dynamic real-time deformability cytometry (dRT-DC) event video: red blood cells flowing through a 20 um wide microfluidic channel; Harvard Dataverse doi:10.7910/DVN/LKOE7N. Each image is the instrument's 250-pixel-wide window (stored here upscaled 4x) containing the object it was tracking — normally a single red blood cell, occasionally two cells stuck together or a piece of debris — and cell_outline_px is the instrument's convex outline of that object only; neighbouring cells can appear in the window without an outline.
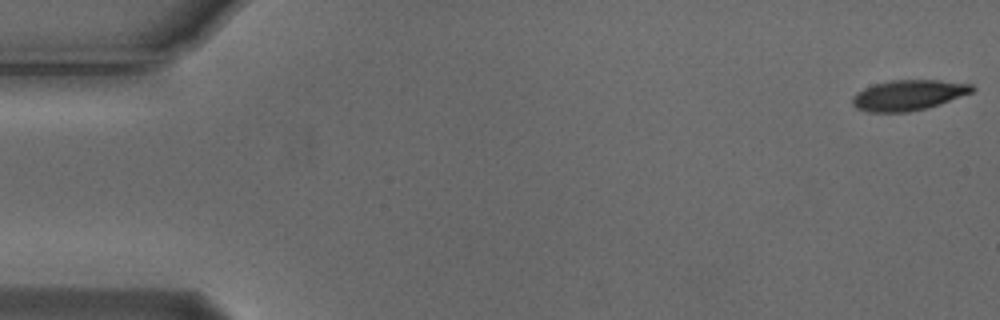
{"species": "Egyptian fruit bat (a non-hibernating species)", "species_latin": "Rousettus aegyptiacus", "temperature_condition": "cold", "stored_images_in_passage": 6, "camera_frame_rate_fps": 3000, "um_per_image_px": 0.085, "animal": {"sex": "male"}, "frame": {"image": 1, "passage_image": 1, "time_ms": 0.0, "image_size_px": [1000, 320], "cell_outline_px": [[976, 88], [972, 92], [940, 104], [928, 108], [908, 112], [868, 112], [856, 108], [852, 104], [852, 96], [856, 92], [864, 88], [876, 84], [892, 80], [940, 80], [972, 84]], "centroid_in_image_um": [77.21, 8.09], "position_along_channel_um": 7.8, "area_um2": 21.27}}
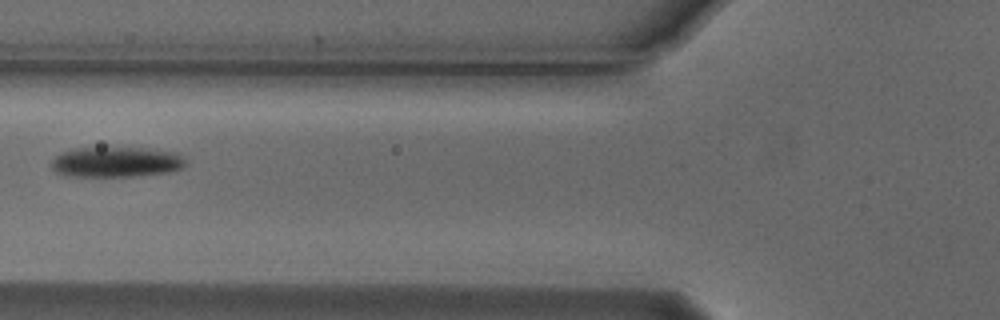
{"frame": {"image": 2, "passage_image": 6, "time_ms": 1.667, "image_size_px": [1000, 320], "cell_outline_px": [[188, 164], [184, 168], [168, 172], [136, 176], [68, 176], [56, 172], [52, 168], [52, 160], [60, 152], [72, 148], [108, 144], [148, 148], [176, 152], [184, 156]], "centroid_in_image_um": [9.9, 13.71], "position_along_channel_um": 115.9, "area_um2": 25.09}}